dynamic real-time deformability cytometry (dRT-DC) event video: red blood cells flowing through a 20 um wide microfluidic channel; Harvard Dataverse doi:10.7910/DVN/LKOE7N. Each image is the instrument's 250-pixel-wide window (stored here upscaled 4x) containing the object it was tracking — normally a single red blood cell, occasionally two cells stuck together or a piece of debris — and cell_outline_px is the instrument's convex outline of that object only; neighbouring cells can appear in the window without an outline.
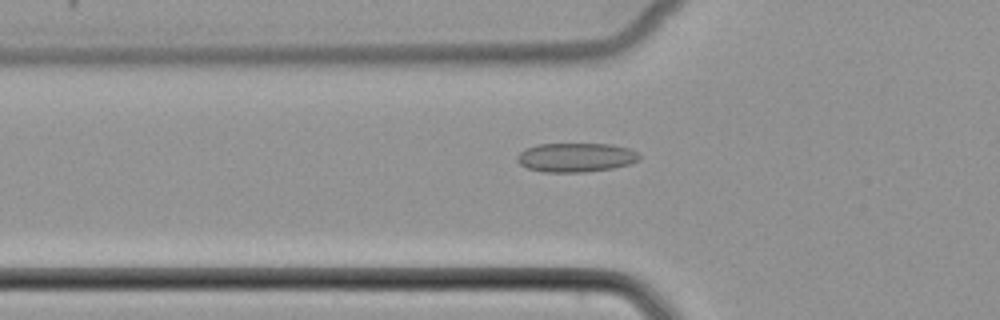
{"species": "common noctule bat (a hibernating species)", "species_latin": "Nyctalus noctula", "temperature_condition": "cold", "stored_images_in_passage": 37, "camera_frame_rate_fps": 3000, "um_per_image_px": 0.085, "animal": {"sex": "female", "body_mass_g": 22.7, "forearm_length_mm": 54.2}, "frame": {"image": 1, "passage_image": 3, "time_ms": 0.667, "image_size_px": [1000, 320], "cell_outline_px": [[640, 160], [628, 164], [612, 168], [584, 172], [544, 172], [528, 168], [520, 164], [516, 160], [516, 156], [524, 148], [536, 144], [612, 144], [628, 148], [636, 152], [640, 156]], "centroid_in_image_um": [48.91, 13.37], "position_along_channel_um": 76.9, "area_um2": 20.75}}
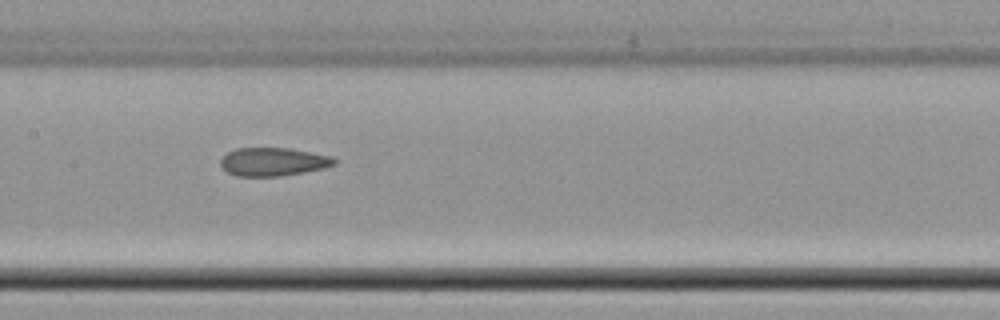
{"frame": {"image": 2, "passage_image": 11, "time_ms": 3.333, "image_size_px": [1000, 320], "cell_outline_px": [[336, 164], [324, 168], [304, 172], [280, 176], [236, 176], [228, 172], [220, 164], [220, 160], [228, 152], [236, 148], [288, 148], [332, 156], [336, 160]], "centroid_in_image_um": [23.23, 13.75], "position_along_channel_um": 184.2, "area_um2": 18.67}}
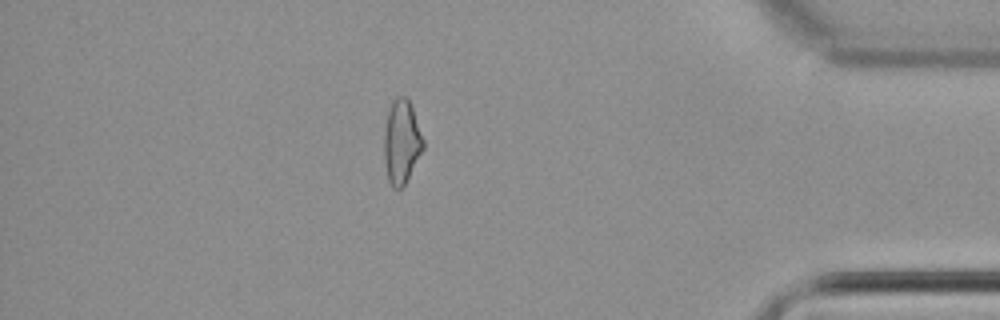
{"frame": {"image": 3, "passage_image": 30, "time_ms": 9.667, "image_size_px": [1000, 320], "cell_outline_px": [[424, 148], [404, 184], [400, 188], [392, 188], [388, 180], [384, 160], [384, 132], [388, 108], [392, 100], [396, 96], [404, 96], [408, 100], [412, 108], [424, 140]], "centroid_in_image_um": [34.11, 12.03], "position_along_channel_um": 401.1, "area_um2": 19.02}}